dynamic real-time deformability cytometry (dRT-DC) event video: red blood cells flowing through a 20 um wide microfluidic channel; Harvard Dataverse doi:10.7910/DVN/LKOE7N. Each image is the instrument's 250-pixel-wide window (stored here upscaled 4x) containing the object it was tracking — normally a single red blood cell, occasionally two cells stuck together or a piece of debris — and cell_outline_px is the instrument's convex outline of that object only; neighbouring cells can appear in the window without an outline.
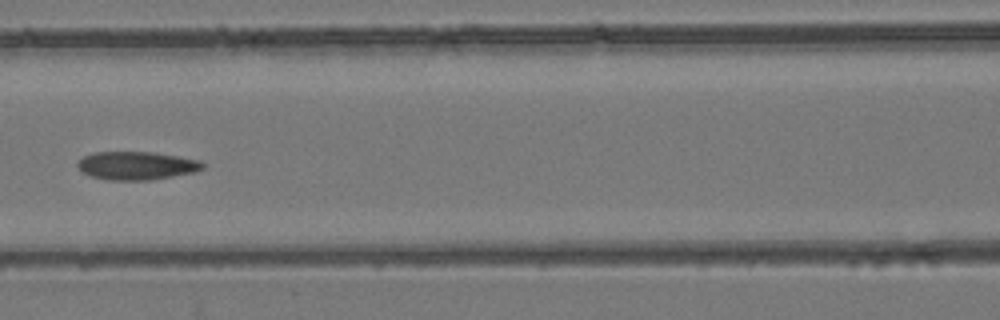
{"species": "common noctule bat (a hibernating species)", "species_latin": "Nyctalus noctula", "temperature_condition": "room temperature", "stored_images_in_passage": 8, "camera_frame_rate_fps": 3000, "um_per_image_px": 0.085, "animal": {"sex": "female", "body_mass_g": 24.6, "forearm_length_mm": 56.2}, "frame": {"image": 1, "passage_image": 7, "time_ms": 2.0, "image_size_px": [1000, 320], "cell_outline_px": [[204, 168], [196, 172], [152, 180], [108, 180], [92, 176], [84, 172], [76, 164], [84, 156], [96, 152], [156, 152], [200, 160], [204, 164]], "centroid_in_image_um": [11.67, 14.08], "position_along_channel_um": 154.9, "area_um2": 20.58}}
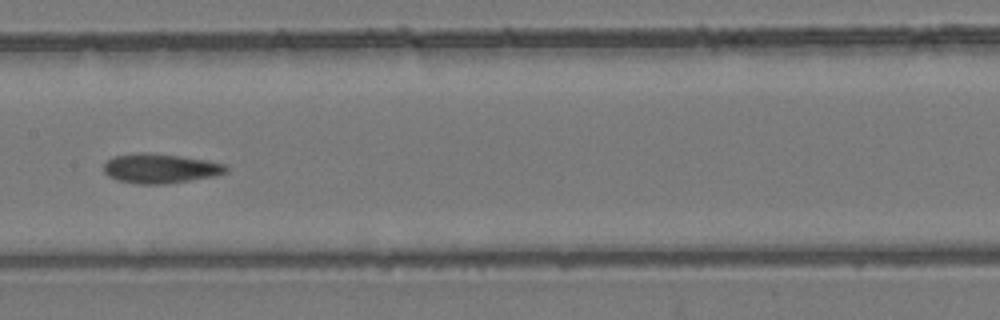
{"frame": {"image": 2, "passage_image": 8, "time_ms": 2.333, "image_size_px": [1000, 320], "cell_outline_px": [[228, 172], [216, 176], [164, 184], [136, 184], [116, 180], [108, 176], [104, 172], [104, 164], [108, 160], [116, 156], [136, 152], [148, 152], [180, 156], [228, 164]], "centroid_in_image_um": [13.64, 14.32], "position_along_channel_um": 193.8, "area_um2": 21.21}}